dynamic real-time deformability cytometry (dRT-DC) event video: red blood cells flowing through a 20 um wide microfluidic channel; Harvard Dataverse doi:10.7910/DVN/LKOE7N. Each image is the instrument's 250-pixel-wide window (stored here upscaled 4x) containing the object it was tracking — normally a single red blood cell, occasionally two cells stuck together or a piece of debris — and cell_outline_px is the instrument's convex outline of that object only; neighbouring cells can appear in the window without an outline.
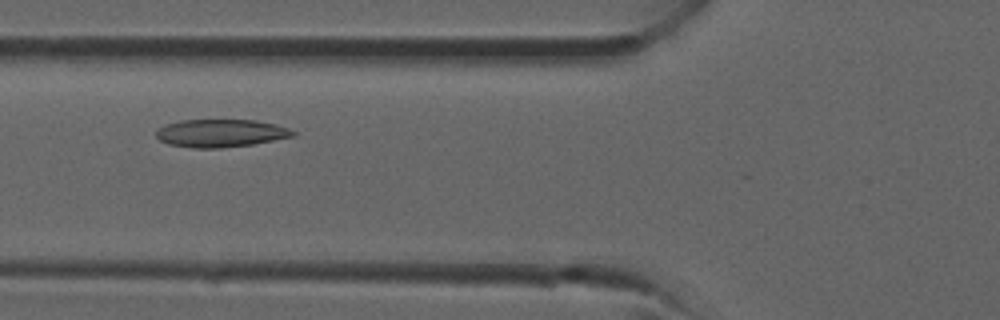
{"species": "common noctule bat (a hibernating species)", "species_latin": "Nyctalus noctula", "temperature_condition": "room temperature", "stored_images_in_passage": 22, "camera_frame_rate_fps": 3000, "um_per_image_px": 0.085, "animal": {"sex": "male", "forearm_length_mm": 52.5}, "frame": {"image": 1, "passage_image": 10, "time_ms": 3.0, "image_size_px": [1000, 320], "cell_outline_px": [[296, 136], [252, 144], [220, 148], [192, 148], [168, 144], [160, 140], [156, 136], [156, 128], [180, 120], [256, 120], [276, 124], [288, 128], [296, 132]], "centroid_in_image_um": [18.76, 11.32], "position_along_channel_um": 107.0, "area_um2": 22.25}}
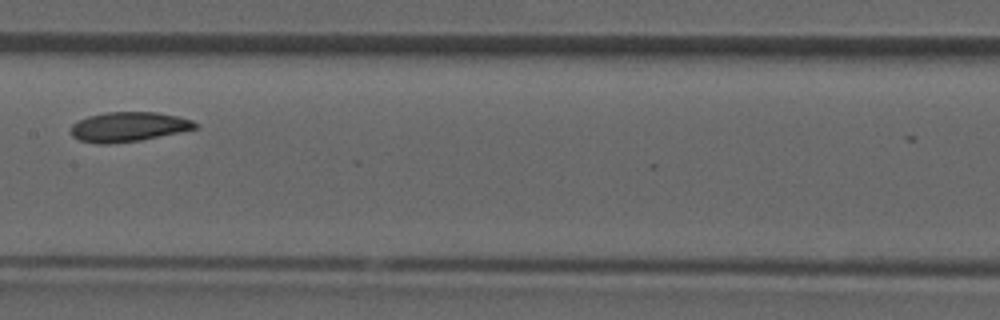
{"frame": {"image": 2, "passage_image": 15, "time_ms": 4.667, "image_size_px": [1000, 320], "cell_outline_px": [[200, 124], [196, 128], [180, 132], [140, 140], [108, 144], [96, 144], [80, 140], [72, 136], [72, 124], [88, 116], [104, 112], [156, 112], [176, 116], [192, 120]], "centroid_in_image_um": [10.92, 10.78], "position_along_channel_um": 196.5, "area_um2": 21.39}}
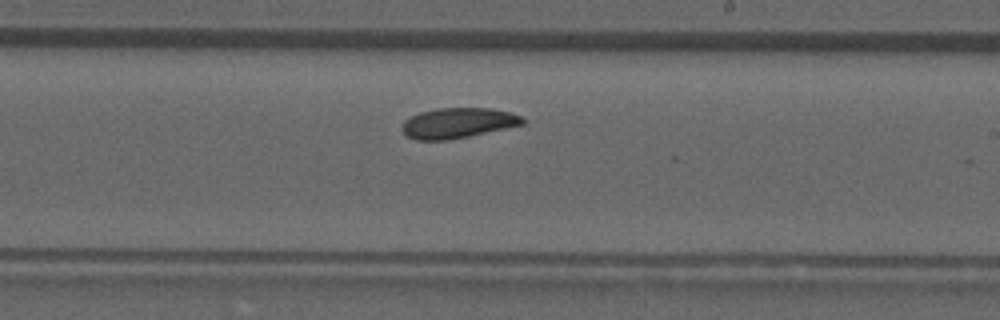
{"frame": {"image": 3, "passage_image": 18, "time_ms": 5.667, "image_size_px": [1000, 320], "cell_outline_px": [[528, 120], [524, 124], [468, 136], [448, 140], [416, 140], [408, 136], [400, 128], [404, 120], [408, 116], [420, 112], [436, 108], [492, 108], [524, 116]], "centroid_in_image_um": [38.92, 10.44], "position_along_channel_um": 250.1, "area_um2": 21.44}}